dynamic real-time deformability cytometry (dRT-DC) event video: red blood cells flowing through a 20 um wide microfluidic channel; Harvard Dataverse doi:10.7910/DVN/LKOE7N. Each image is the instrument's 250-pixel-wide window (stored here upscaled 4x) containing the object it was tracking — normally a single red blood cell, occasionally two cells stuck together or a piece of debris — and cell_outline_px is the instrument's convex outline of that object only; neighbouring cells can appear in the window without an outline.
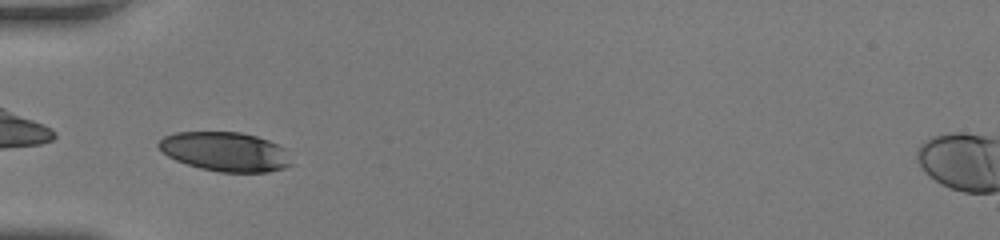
{"species": "human", "species_latin": "Homo sapiens", "temperature_condition": "room temperature", "stored_images_in_passage": 35, "camera_frame_rate_fps": 3000, "um_per_image_px": 0.085, "donor": {"sex": "female"}, "frame": {"image": 1, "passage_image": 1, "time_ms": 0.0, "image_size_px": [1000, 240], "cell_outline_px": [[292, 164], [284, 168], [268, 172], [220, 172], [200, 168], [176, 160], [168, 156], [156, 144], [164, 136], [176, 132], [240, 132], [256, 136], [268, 140], [284, 148]], "centroid_in_image_um": [19.14, 12.89], "position_along_channel_um": 65.9, "area_um2": 30.17}}
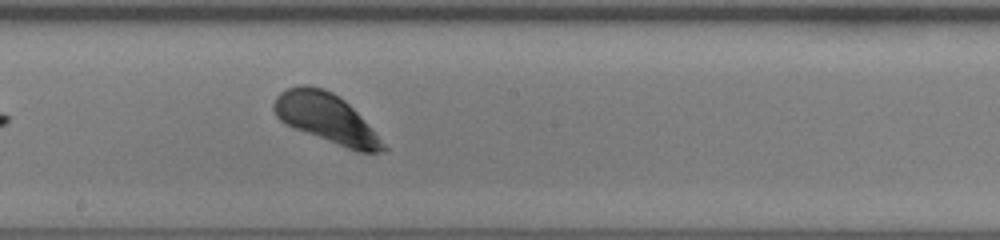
{"frame": {"image": 2, "passage_image": 13, "time_ms": 4.0, "image_size_px": [1000, 240], "cell_outline_px": [[388, 148], [384, 152], [360, 152], [348, 148], [284, 124], [276, 116], [272, 108], [272, 104], [276, 96], [280, 92], [288, 88], [300, 84], [308, 84], [324, 88], [332, 92], [344, 100], [360, 116]], "centroid_in_image_um": [27.68, 10.01], "position_along_channel_um": 220.5, "area_um2": 30.98}}
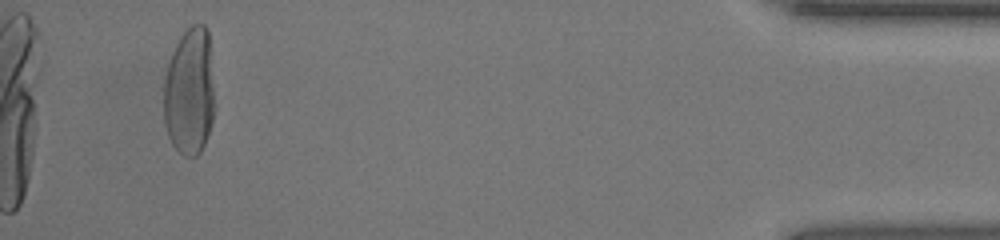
{"frame": {"image": 3, "passage_image": 33, "time_ms": 10.667, "image_size_px": [1000, 240], "cell_outline_px": [[212, 120], [204, 144], [200, 152], [196, 156], [184, 156], [172, 144], [168, 136], [164, 124], [164, 80], [168, 64], [172, 52], [180, 36], [192, 24], [204, 24], [208, 32], [212, 88]], "centroid_in_image_um": [16.07, 7.8], "position_along_channel_um": 419.1, "area_um2": 37.17}, "authors_computed_cell_mechanics": {"area_um2": 31.9634, "velocity_mm_per_s": 3.8965, "shape_relaxation_time_tau1_ms": 0.8647, "shape_relaxation_time_tau2_ms": null, "deformation_change_tau1": 0.0992, "deformation_change_tau2": null}}